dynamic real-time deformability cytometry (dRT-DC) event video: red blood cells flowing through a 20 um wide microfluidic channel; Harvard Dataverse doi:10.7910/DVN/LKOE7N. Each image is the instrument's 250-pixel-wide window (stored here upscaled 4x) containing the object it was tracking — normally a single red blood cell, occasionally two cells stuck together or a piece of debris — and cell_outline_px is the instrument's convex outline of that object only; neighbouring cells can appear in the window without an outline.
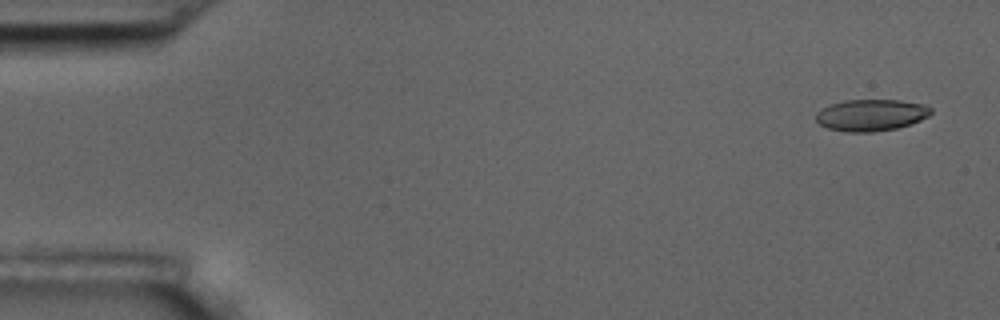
{"species": "common noctule bat (a hibernating species)", "species_latin": "Nyctalus noctula", "temperature_condition": "room temperature", "stored_images_in_passage": 5, "camera_frame_rate_fps": 3000, "um_per_image_px": 0.085, "animal": {"sex": "male", "body_mass_g": 17.5, "forearm_length_mm": 52.3}, "frame": {"image": 1, "passage_image": 1, "time_ms": 0.0, "image_size_px": [1000, 320], "cell_outline_px": [[932, 112], [928, 116], [912, 124], [896, 128], [872, 132], [844, 132], [828, 128], [820, 124], [816, 120], [816, 112], [832, 104], [844, 100], [900, 100], [924, 104], [932, 108]], "centroid_in_image_um": [74.06, 9.78], "position_along_channel_um": 10.9, "area_um2": 21.21}}
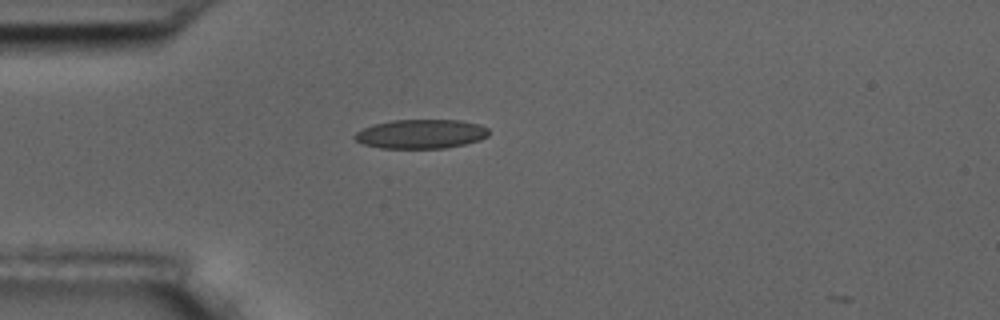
{"frame": {"image": 2, "passage_image": 4, "time_ms": 4.333, "image_size_px": [1000, 320], "cell_outline_px": [[488, 136], [480, 140], [464, 144], [444, 148], [380, 148], [364, 144], [356, 140], [352, 136], [356, 132], [372, 124], [392, 120], [460, 120], [480, 124], [488, 128]], "centroid_in_image_um": [35.78, 11.38], "position_along_channel_um": 49.2, "area_um2": 22.83}}